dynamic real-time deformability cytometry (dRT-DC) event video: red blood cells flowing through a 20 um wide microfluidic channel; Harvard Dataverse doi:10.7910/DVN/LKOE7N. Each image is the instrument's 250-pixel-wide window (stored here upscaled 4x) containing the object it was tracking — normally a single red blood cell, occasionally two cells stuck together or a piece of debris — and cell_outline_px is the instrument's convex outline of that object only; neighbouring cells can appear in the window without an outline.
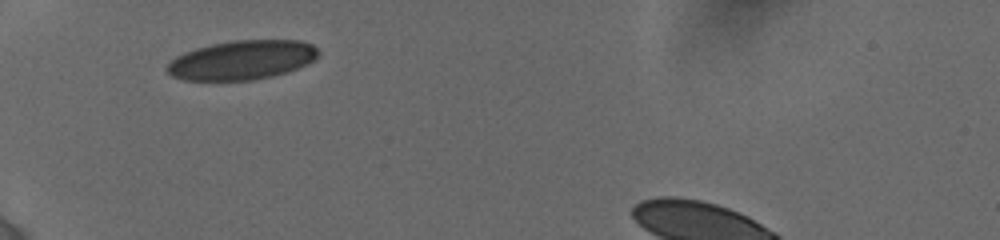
{"species": "human", "species_latin": "Homo sapiens", "temperature_condition": "cold", "stored_images_in_passage": 2, "camera_frame_rate_fps": 3000, "um_per_image_px": 0.085, "donor": {"sex": "female"}, "frame": {"image": 1, "passage_image": 1, "time_ms": 0.0, "image_size_px": [1000, 240], "cell_outline_px": [[320, 52], [308, 64], [272, 76], [252, 80], [184, 80], [172, 76], [164, 68], [176, 56], [184, 52], [196, 48], [212, 44], [232, 40], [300, 40], [312, 44]], "centroid_in_image_um": [20.54, 5.09], "position_along_channel_um": 64.5, "area_um2": 34.45}}